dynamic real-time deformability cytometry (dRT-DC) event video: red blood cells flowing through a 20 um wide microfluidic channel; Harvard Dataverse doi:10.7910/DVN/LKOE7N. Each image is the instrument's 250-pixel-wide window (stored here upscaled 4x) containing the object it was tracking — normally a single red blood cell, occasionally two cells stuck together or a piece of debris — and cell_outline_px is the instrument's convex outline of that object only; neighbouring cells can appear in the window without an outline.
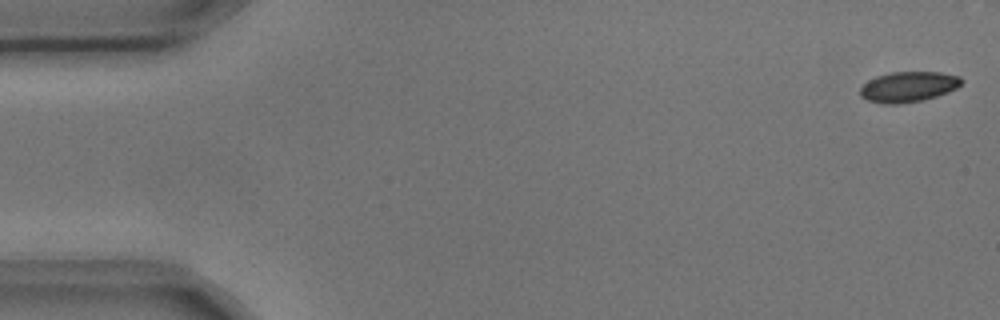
{"species": "common noctule bat (a hibernating species)", "species_latin": "Nyctalus noctula", "temperature_condition": "cold", "stored_images_in_passage": 3, "camera_frame_rate_fps": 3000, "um_per_image_px": 0.085, "animal": {"sex": "male", "body_mass_g": 17.9, "forearm_length_mm": 54.2}, "frame": {"image": 1, "passage_image": 1, "time_ms": 0.0, "image_size_px": [1000, 320], "cell_outline_px": [[964, 80], [956, 88], [948, 92], [924, 100], [896, 104], [884, 104], [868, 100], [860, 96], [860, 88], [868, 80], [876, 76], [892, 72], [940, 72], [960, 76]], "centroid_in_image_um": [77.21, 7.37], "position_along_channel_um": 7.8, "area_um2": 17.98}}